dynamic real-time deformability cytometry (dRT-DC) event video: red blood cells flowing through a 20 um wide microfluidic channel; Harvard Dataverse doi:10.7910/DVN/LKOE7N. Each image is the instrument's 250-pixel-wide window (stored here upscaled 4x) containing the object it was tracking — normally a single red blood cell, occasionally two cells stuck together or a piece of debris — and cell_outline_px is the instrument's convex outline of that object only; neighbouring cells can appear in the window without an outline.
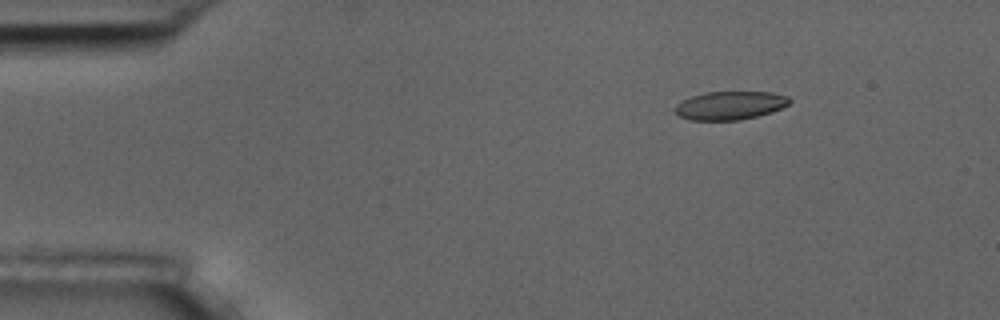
{"species": "common noctule bat (a hibernating species)", "species_latin": "Nyctalus noctula", "temperature_condition": "room temperature", "stored_images_in_passage": 7, "camera_frame_rate_fps": 3000, "um_per_image_px": 0.085, "animal": {"sex": "male", "body_mass_g": 17.5, "forearm_length_mm": 52.3}, "frame": {"image": 1, "passage_image": 3, "time_ms": 2.333, "image_size_px": [1000, 320], "cell_outline_px": [[792, 100], [788, 104], [772, 112], [740, 120], [692, 120], [680, 116], [672, 108], [676, 104], [692, 96], [704, 92], [772, 92], [788, 96]], "centroid_in_image_um": [62.05, 8.96], "position_along_channel_um": 22.9, "area_um2": 18.9}}
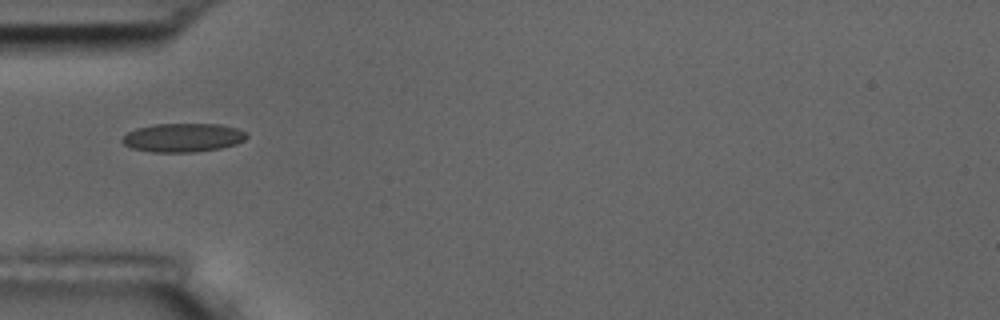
{"frame": {"image": 2, "passage_image": 5, "time_ms": 5.667, "image_size_px": [1000, 320], "cell_outline_px": [[248, 136], [244, 140], [236, 144], [220, 148], [196, 152], [152, 152], [132, 148], [124, 144], [120, 140], [128, 132], [136, 128], [152, 124], [220, 124], [236, 128], [248, 132]], "centroid_in_image_um": [15.56, 11.69], "position_along_channel_um": 69.4, "area_um2": 20.92}}